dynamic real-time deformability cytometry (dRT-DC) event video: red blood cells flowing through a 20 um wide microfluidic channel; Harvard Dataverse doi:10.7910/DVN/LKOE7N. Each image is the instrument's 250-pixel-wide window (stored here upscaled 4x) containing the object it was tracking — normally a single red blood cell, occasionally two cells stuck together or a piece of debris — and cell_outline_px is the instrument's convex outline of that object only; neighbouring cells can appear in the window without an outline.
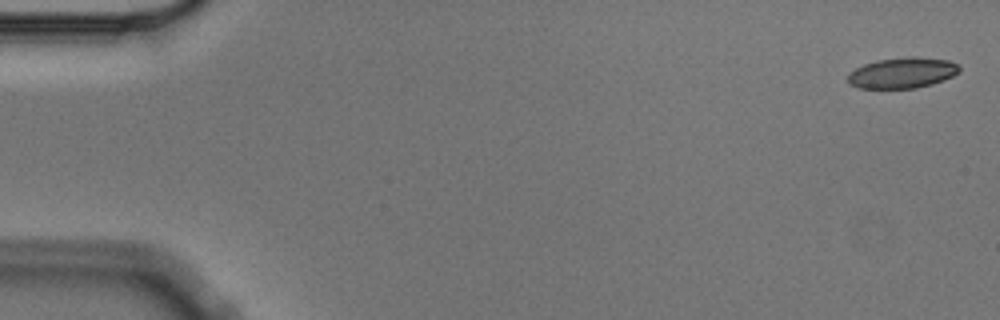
{"species": "Egyptian fruit bat (a non-hibernating species)", "species_latin": "Rousettus aegyptiacus", "temperature_condition": "cold", "stored_images_in_passage": 5, "camera_frame_rate_fps": 3000, "um_per_image_px": 0.085, "animal": {"sex": "male"}, "frame": {"image": 1, "passage_image": 1, "time_ms": 0.0, "image_size_px": [1000, 320], "cell_outline_px": [[960, 72], [944, 80], [932, 84], [916, 88], [856, 88], [848, 84], [848, 76], [856, 68], [864, 64], [876, 60], [908, 56], [916, 56], [948, 60], [960, 64]], "centroid_in_image_um": [76.73, 6.18], "position_along_channel_um": 8.3, "area_um2": 20.17}}